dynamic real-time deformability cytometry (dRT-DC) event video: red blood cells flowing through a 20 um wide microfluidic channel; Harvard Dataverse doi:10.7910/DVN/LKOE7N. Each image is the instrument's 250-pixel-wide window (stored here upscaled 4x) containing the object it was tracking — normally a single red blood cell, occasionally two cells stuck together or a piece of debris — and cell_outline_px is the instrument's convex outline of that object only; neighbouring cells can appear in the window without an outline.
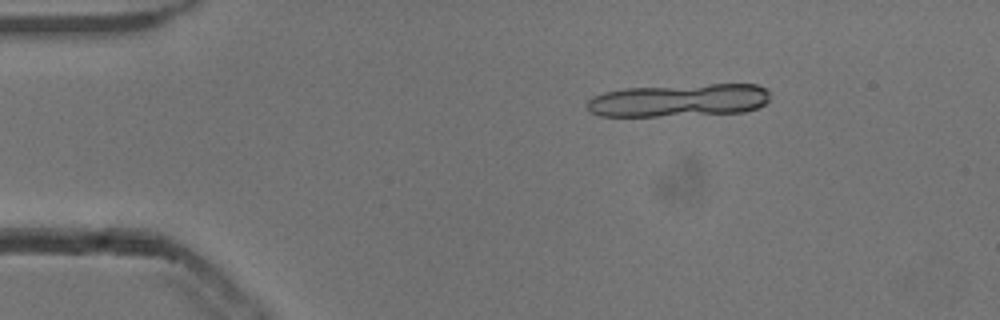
{"species": "common noctule bat (a hibernating species)", "species_latin": "Nyctalus noctula", "temperature_condition": "cold", "stored_images_in_passage": 14, "camera_frame_rate_fps": 3000, "um_per_image_px": 0.085, "animal": {"sex": "male", "body_mass_g": 13.3}, "frame": {"image": 1, "passage_image": 3, "time_ms": 0.667, "image_size_px": [1000, 320], "cell_outline_px": [[768, 100], [764, 104], [756, 108], [744, 112], [656, 116], [600, 116], [588, 112], [588, 100], [592, 96], [604, 92], [624, 88], [712, 84], [756, 84], [764, 88], [768, 92]], "centroid_in_image_um": [57.67, 8.52], "position_along_channel_um": 27.3, "area_um2": 34.97}}